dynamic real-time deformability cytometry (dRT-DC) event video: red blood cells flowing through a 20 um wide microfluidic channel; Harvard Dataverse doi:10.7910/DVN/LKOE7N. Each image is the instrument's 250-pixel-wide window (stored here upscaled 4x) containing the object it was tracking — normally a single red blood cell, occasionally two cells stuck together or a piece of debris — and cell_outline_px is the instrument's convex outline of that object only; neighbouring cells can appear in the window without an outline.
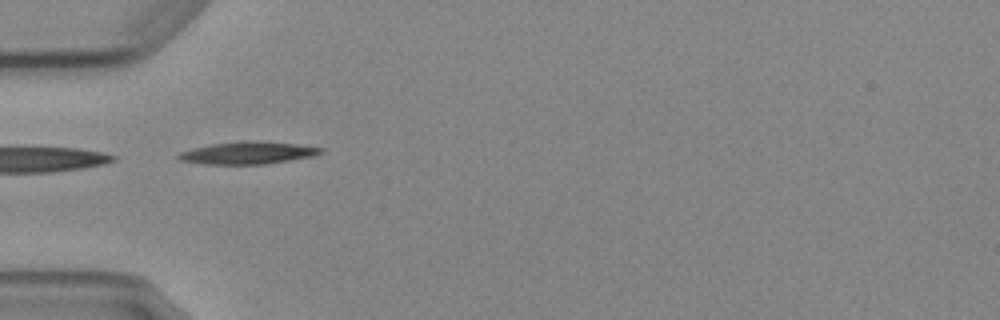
{"species": "Egyptian fruit bat (a non-hibernating species)", "species_latin": "Rousettus aegyptiacus", "temperature_condition": "cold", "stored_images_in_passage": 7, "segment_of_instrument_passage": [2, 2], "camera_frame_rate_fps": 3000, "um_per_image_px": 0.085, "animal": {"sex": "female"}, "frame": {"image": 1, "passage_image": 5, "time_ms": 4.667, "image_size_px": [1000, 320], "cell_outline_px": [[324, 152], [312, 156], [268, 164], [204, 164], [180, 160], [176, 156], [180, 152], [192, 148], [212, 144], [244, 140], [260, 140], [296, 144], [324, 148]], "centroid_in_image_um": [21.08, 12.98], "position_along_channel_um": 63.9, "area_um2": 18.67}}
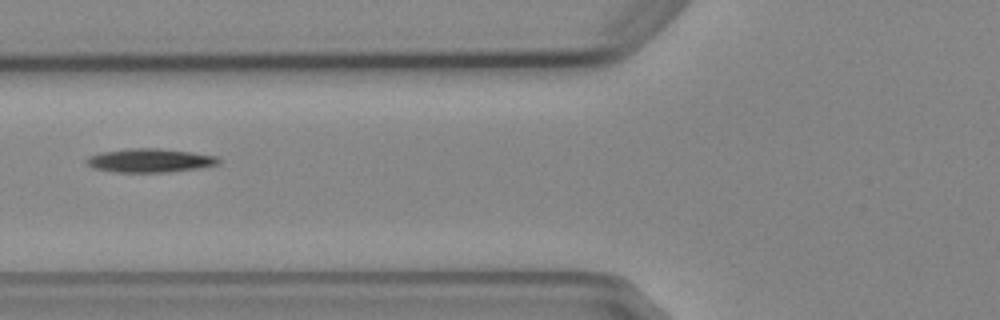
{"frame": {"image": 2, "passage_image": 6, "time_ms": 6.0, "image_size_px": [1000, 320], "cell_outline_px": [[220, 164], [200, 168], [168, 172], [116, 172], [92, 168], [84, 160], [88, 156], [100, 152], [132, 148], [156, 148], [192, 152], [216, 156], [220, 160]], "centroid_in_image_um": [12.73, 13.64], "position_along_channel_um": 113.1, "area_um2": 18.32}}